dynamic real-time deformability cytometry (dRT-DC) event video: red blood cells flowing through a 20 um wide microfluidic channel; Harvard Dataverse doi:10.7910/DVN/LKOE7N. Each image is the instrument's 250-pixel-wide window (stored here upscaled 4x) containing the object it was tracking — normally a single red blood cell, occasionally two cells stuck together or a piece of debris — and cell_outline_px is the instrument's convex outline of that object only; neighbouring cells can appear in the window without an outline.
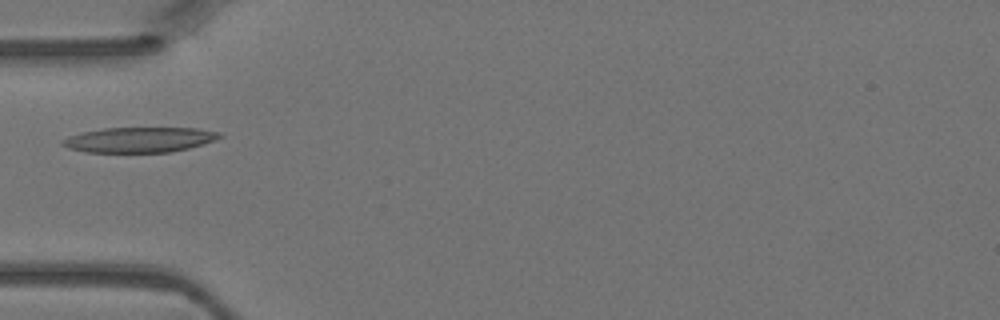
{"species": "Egyptian fruit bat (a non-hibernating species)", "species_latin": "Rousettus aegyptiacus", "temperature_condition": "warm", "stored_images_in_passage": 2, "camera_frame_rate_fps": 3000, "um_per_image_px": 0.085, "animal": {"sex": "female"}, "frame": {"image": 1, "passage_image": 1, "time_ms": 0.0, "image_size_px": [1000, 320], "cell_outline_px": [[224, 136], [204, 144], [172, 152], [84, 152], [68, 148], [60, 144], [60, 140], [68, 136], [84, 132], [104, 128], [196, 128], [220, 132]], "centroid_in_image_um": [11.84, 11.88], "position_along_channel_um": 73.2, "area_um2": 23.12}}
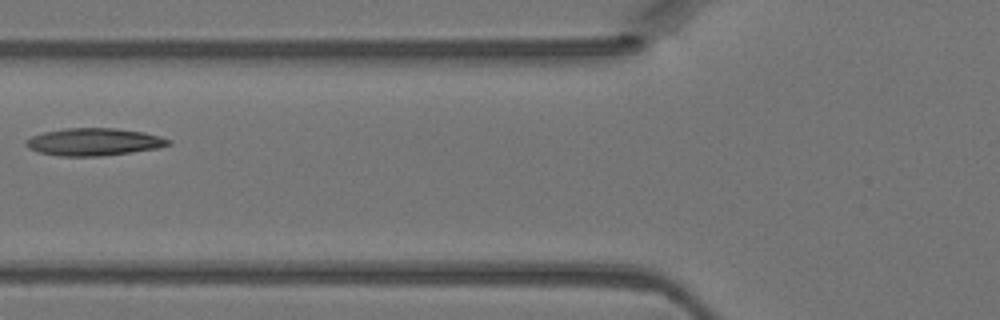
{"frame": {"image": 2, "passage_image": 2, "time_ms": 0.333, "image_size_px": [1000, 320], "cell_outline_px": [[172, 144], [156, 148], [132, 152], [100, 156], [60, 156], [36, 152], [28, 148], [24, 144], [24, 140], [32, 136], [44, 132], [64, 128], [116, 128], [144, 132], [160, 136], [172, 140]], "centroid_in_image_um": [7.96, 12.06], "position_along_channel_um": 117.8, "area_um2": 22.95}}